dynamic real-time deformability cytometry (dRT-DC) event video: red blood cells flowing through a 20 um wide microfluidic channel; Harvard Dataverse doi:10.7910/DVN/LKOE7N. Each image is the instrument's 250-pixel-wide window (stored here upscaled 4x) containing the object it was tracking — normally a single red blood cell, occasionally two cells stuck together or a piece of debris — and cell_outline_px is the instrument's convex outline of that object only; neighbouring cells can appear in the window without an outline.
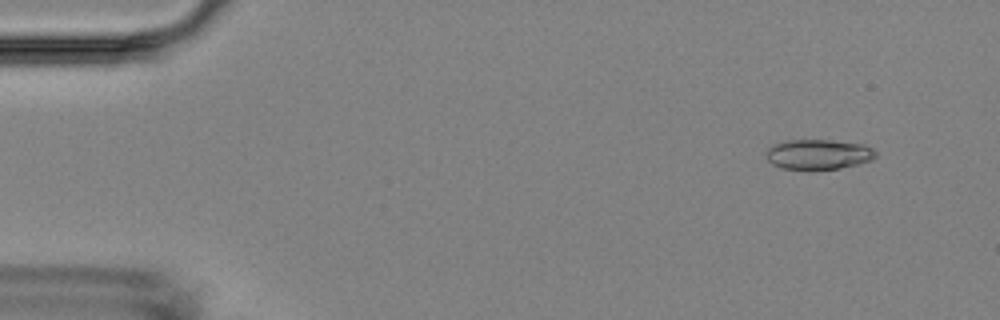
{"species": "Egyptian fruit bat (a non-hibernating species)", "species_latin": "Rousettus aegyptiacus", "temperature_condition": "room temperature", "stored_images_in_passage": 5, "camera_frame_rate_fps": 3000, "um_per_image_px": 0.085, "animal": {"sex": "female"}, "frame": {"image": 1, "passage_image": 2, "time_ms": 1.0, "image_size_px": [1000, 320], "cell_outline_px": [[876, 156], [872, 160], [840, 168], [812, 172], [808, 172], [784, 168], [772, 164], [768, 160], [764, 152], [772, 144], [784, 140], [832, 140], [864, 144], [872, 148], [876, 152]], "centroid_in_image_um": [69.52, 13.14], "position_along_channel_um": 15.5, "area_um2": 19.88}}
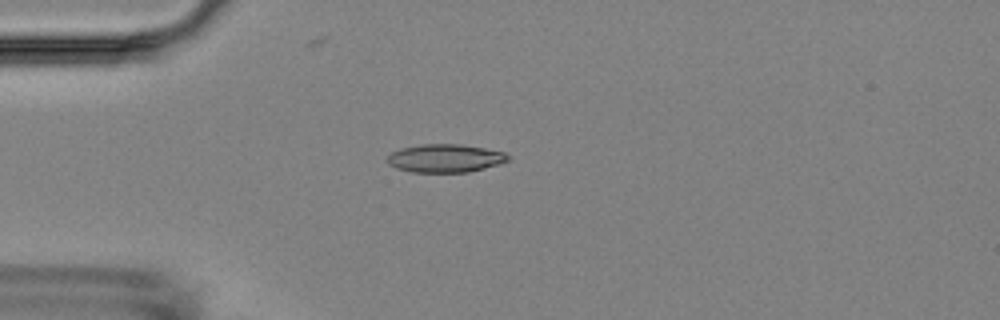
{"frame": {"image": 2, "passage_image": 5, "time_ms": 4.333, "image_size_px": [1000, 320], "cell_outline_px": [[512, 156], [508, 160], [500, 164], [468, 172], [412, 172], [396, 168], [388, 164], [388, 156], [392, 152], [400, 148], [420, 144], [460, 144], [484, 148], [504, 152]], "centroid_in_image_um": [37.85, 13.45], "position_along_channel_um": 47.1, "area_um2": 19.88}}